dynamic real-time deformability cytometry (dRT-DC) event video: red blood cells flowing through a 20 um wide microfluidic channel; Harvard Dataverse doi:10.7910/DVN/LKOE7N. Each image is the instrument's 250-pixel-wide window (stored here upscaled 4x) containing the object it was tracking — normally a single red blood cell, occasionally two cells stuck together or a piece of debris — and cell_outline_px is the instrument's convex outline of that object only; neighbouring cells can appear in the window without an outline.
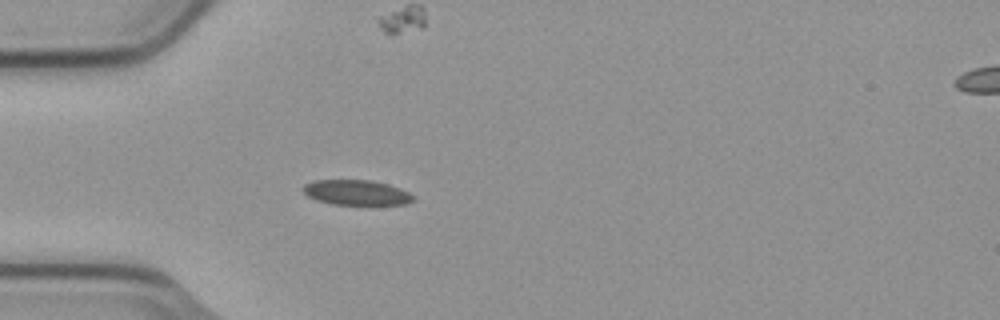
{"species": "common noctule bat (a hibernating species)", "species_latin": "Nyctalus noctula", "temperature_condition": "cold", "stored_images_in_passage": 9, "camera_frame_rate_fps": 3000, "um_per_image_px": 0.085, "animal": {"sex": "male", "body_mass_g": 23.1, "forearm_length_mm": 52.7}, "frame": {"image": 1, "passage_image": 3, "time_ms": 0.667, "image_size_px": [1000, 320], "cell_outline_px": [[416, 200], [408, 204], [372, 208], [332, 204], [316, 200], [308, 196], [300, 188], [304, 184], [312, 180], [372, 180], [388, 184], [400, 188], [416, 196]], "centroid_in_image_um": [30.38, 16.43], "position_along_channel_um": 54.6, "area_um2": 17.4}}